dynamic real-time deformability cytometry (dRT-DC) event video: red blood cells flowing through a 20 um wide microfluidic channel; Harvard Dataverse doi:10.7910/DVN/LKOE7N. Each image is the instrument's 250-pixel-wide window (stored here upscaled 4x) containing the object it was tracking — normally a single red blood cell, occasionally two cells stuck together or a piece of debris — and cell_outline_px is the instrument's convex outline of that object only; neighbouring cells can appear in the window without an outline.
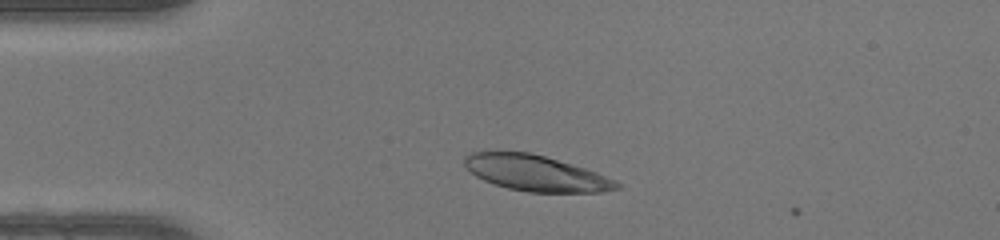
{"species": "human", "species_latin": "Homo sapiens", "temperature_condition": "warm", "stored_images_in_passage": 37, "camera_frame_rate_fps": 3000, "um_per_image_px": 0.085, "donor": {"sex": "female"}, "frame": {"image": 1, "passage_image": 6, "time_ms": 1.667, "image_size_px": [1000, 240], "cell_outline_px": [[620, 188], [600, 192], [528, 192], [508, 188], [484, 180], [476, 176], [464, 164], [464, 156], [472, 152], [532, 152], [584, 168], [596, 172], [616, 180], [620, 184]], "centroid_in_image_um": [45.56, 14.72], "position_along_channel_um": 39.4, "area_um2": 31.39}}
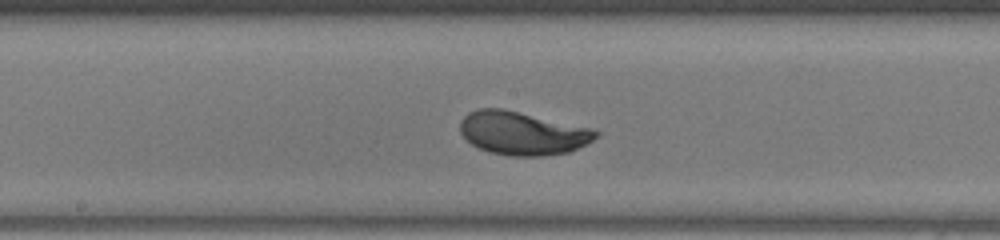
{"frame": {"image": 2, "passage_image": 20, "time_ms": 6.333, "image_size_px": [1000, 240], "cell_outline_px": [[600, 136], [568, 152], [544, 156], [508, 156], [488, 152], [472, 144], [460, 132], [460, 120], [468, 112], [476, 108], [504, 108], [588, 128], [600, 132]], "centroid_in_image_um": [44.36, 11.32], "position_along_channel_um": 203.8, "area_um2": 34.1}}
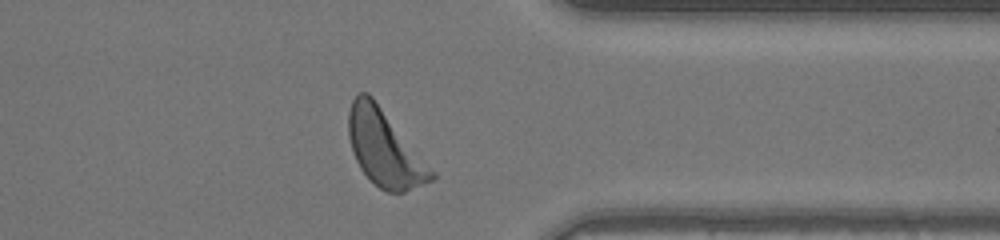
{"frame": {"image": 3, "passage_image": 33, "time_ms": 10.667, "image_size_px": [1000, 240], "cell_outline_px": [[436, 176], [432, 180], [404, 192], [388, 192], [380, 188], [360, 168], [356, 160], [348, 136], [348, 112], [352, 100], [360, 92], [368, 92], [372, 96], [436, 172]], "centroid_in_image_um": [32.7, 12.59], "position_along_channel_um": 378.7, "area_um2": 36.36}, "authors_computed_cell_mechanics": {"area_um2": 33.813, "velocity_mm_per_s": 4.2164, "shape_relaxation_time_tau1_ms": 2.9822, "shape_relaxation_time_tau2_ms": null, "deformation_change_tau1": 0.1882, "deformation_change_tau2": null}}